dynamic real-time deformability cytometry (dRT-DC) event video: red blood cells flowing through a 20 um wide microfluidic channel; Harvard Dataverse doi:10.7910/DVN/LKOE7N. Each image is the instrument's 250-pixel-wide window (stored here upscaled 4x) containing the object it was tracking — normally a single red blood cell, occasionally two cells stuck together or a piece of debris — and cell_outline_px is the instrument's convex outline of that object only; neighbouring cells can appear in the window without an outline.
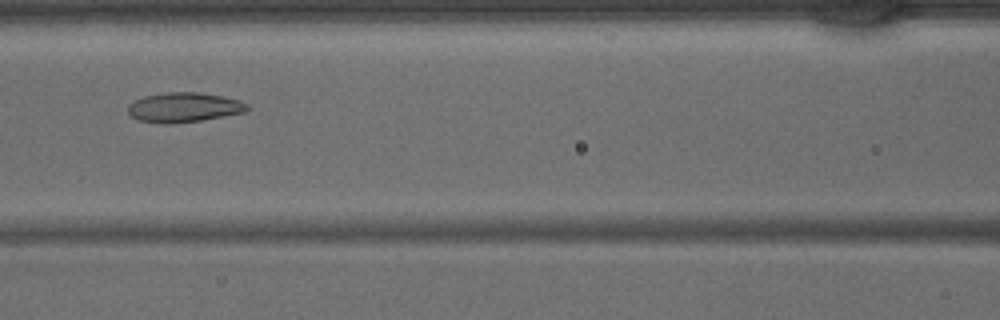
{"species": "common noctule bat (a hibernating species)", "species_latin": "Nyctalus noctula", "temperature_condition": "warm", "stored_images_in_passage": 41, "camera_frame_rate_fps": 3000, "um_per_image_px": 0.085, "animal": {"sex": "male", "body_mass_g": 15.6}, "frame": {"image": 1, "passage_image": 17, "time_ms": 5.333, "image_size_px": [1000, 320], "cell_outline_px": [[248, 108], [244, 112], [200, 120], [172, 124], [164, 124], [136, 120], [128, 112], [128, 104], [144, 96], [168, 92], [200, 92], [224, 96], [240, 100], [248, 104]], "centroid_in_image_um": [15.62, 9.12], "position_along_channel_um": 151.0, "area_um2": 20.63}}
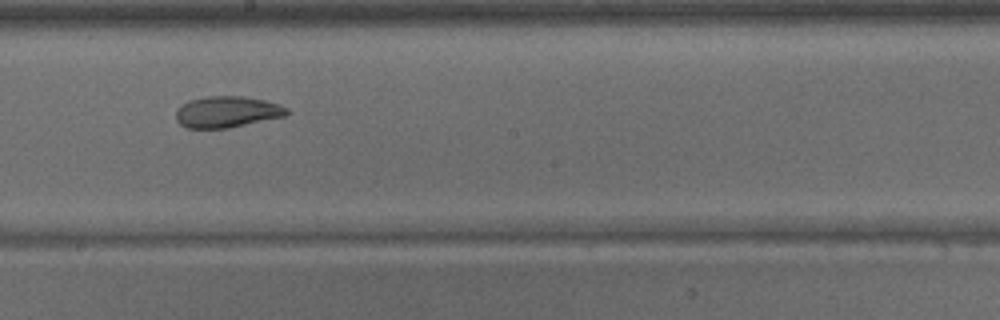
{"frame": {"image": 2, "passage_image": 22, "time_ms": 7.0, "image_size_px": [1000, 320], "cell_outline_px": [[288, 112], [284, 116], [228, 128], [188, 128], [180, 124], [176, 120], [176, 112], [184, 104], [192, 100], [208, 96], [240, 96], [264, 100], [280, 104], [288, 108]], "centroid_in_image_um": [19.31, 9.51], "position_along_channel_um": 228.9, "area_um2": 19.88}}
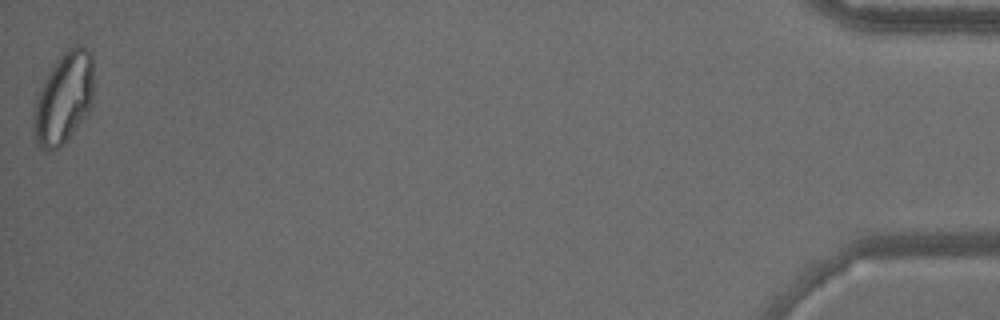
{"frame": {"image": 3, "passage_image": 41, "time_ms": 13.333, "image_size_px": [1000, 320], "cell_outline_px": [[92, 96], [88, 108], [80, 120], [60, 148], [52, 152], [48, 152], [40, 148], [32, 132], [32, 128], [36, 104], [44, 80], [52, 68], [64, 52], [68, 48], [76, 44], [92, 48]], "centroid_in_image_um": [5.4, 8.33], "position_along_channel_um": 429.8, "area_um2": 31.15}}